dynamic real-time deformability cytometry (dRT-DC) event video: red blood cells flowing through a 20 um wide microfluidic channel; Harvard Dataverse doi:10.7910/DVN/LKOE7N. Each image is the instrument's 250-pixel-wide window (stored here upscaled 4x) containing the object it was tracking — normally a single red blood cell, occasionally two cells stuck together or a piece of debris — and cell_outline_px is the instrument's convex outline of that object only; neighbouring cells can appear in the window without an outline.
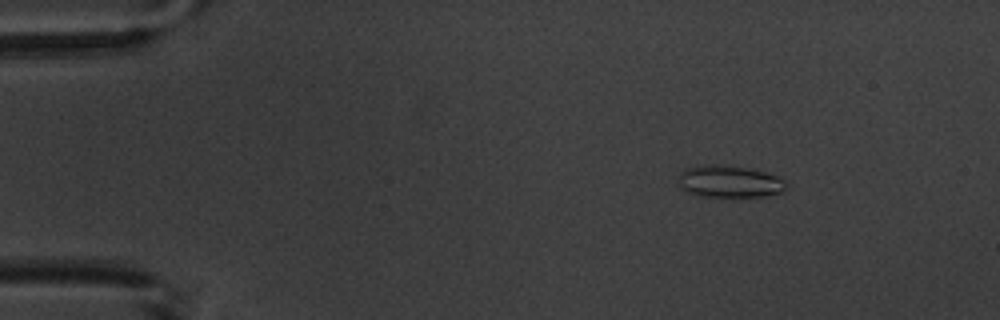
{"species": "common noctule bat (a hibernating species)", "species_latin": "Nyctalus noctula", "temperature_condition": "warm", "stored_images_in_passage": 10, "camera_frame_rate_fps": 3000, "um_per_image_px": 0.085, "animal": {"sex": "male", "body_mass_g": 20.1, "forearm_length_mm": 53.5}, "frame": {"image": 1, "passage_image": 3, "time_ms": 2.333, "image_size_px": [1000, 320], "cell_outline_px": [[788, 188], [784, 192], [760, 196], [700, 196], [688, 192], [680, 188], [680, 172], [684, 168], [712, 164], [720, 164], [744, 168], [764, 172], [776, 176], [784, 180], [788, 184]], "centroid_in_image_um": [62.01, 15.43], "position_along_channel_um": 23.0, "area_um2": 19.94}}
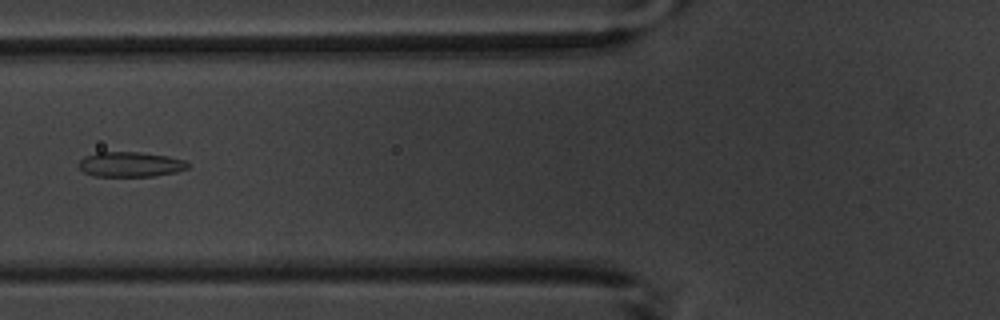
{"frame": {"image": 2, "passage_image": 7, "time_ms": 7.0, "image_size_px": [1000, 320], "cell_outline_px": [[188, 168], [176, 172], [152, 176], [92, 176], [84, 172], [76, 164], [84, 156], [96, 152], [140, 152], [168, 156], [184, 160], [188, 164]], "centroid_in_image_um": [11.03, 13.97], "position_along_channel_um": 114.8, "area_um2": 15.95}}
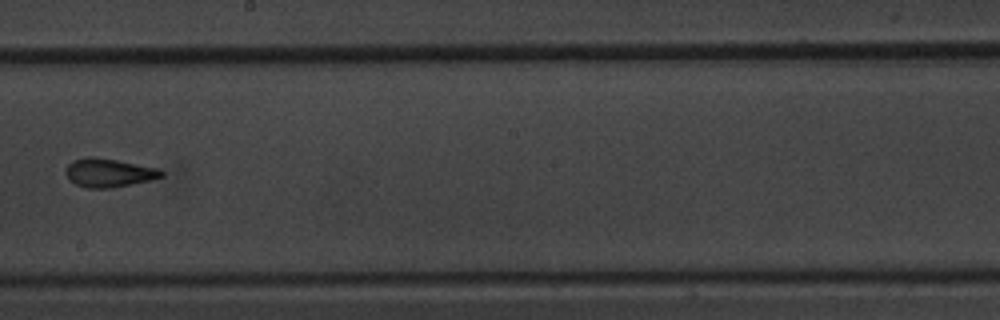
{"frame": {"image": 3, "passage_image": 10, "time_ms": 10.333, "image_size_px": [1000, 320], "cell_outline_px": [[164, 176], [152, 180], [112, 188], [88, 188], [76, 184], [64, 172], [68, 164], [72, 160], [88, 156], [92, 156], [116, 160], [160, 168], [164, 172]], "centroid_in_image_um": [9.28, 14.68], "position_along_channel_um": 238.9, "area_um2": 16.01}}